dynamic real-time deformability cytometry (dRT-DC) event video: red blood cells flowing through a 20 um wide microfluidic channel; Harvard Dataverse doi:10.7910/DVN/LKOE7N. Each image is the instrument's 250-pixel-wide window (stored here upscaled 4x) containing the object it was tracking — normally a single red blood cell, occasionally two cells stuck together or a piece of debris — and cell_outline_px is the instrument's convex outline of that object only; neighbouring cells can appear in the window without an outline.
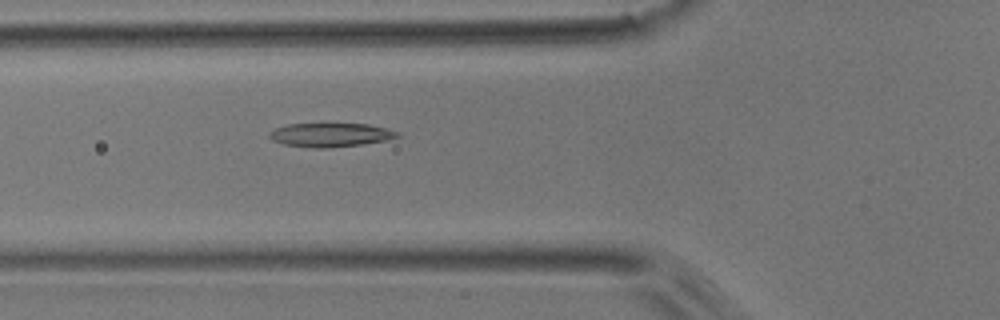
{"species": "common noctule bat (a hibernating species)", "species_latin": "Nyctalus noctula", "temperature_condition": "room temperature", "stored_images_in_passage": 43, "camera_frame_rate_fps": 3000, "um_per_image_px": 0.085, "animal": {"sex": "male", "body_mass_g": 17.9}, "frame": {"image": 1, "passage_image": 11, "time_ms": 3.333, "image_size_px": [1000, 320], "cell_outline_px": [[400, 136], [388, 140], [360, 144], [328, 148], [316, 148], [284, 144], [272, 140], [268, 136], [268, 132], [272, 128], [288, 124], [320, 120], [368, 124], [400, 132]], "centroid_in_image_um": [28.03, 11.4], "position_along_channel_um": 97.8, "area_um2": 18.9}}
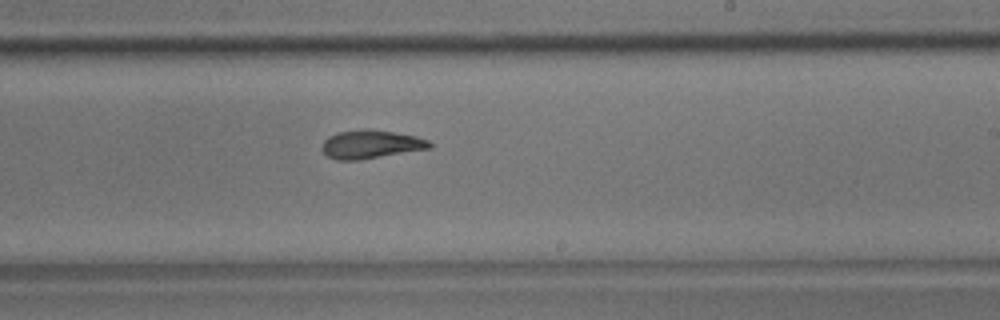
{"frame": {"image": 2, "passage_image": 23, "time_ms": 7.333, "image_size_px": [1000, 320], "cell_outline_px": [[432, 148], [360, 160], [336, 160], [328, 156], [320, 148], [324, 140], [328, 136], [336, 132], [364, 128], [368, 128], [416, 136], [428, 140], [432, 144]], "centroid_in_image_um": [31.5, 12.26], "position_along_channel_um": 257.5, "area_um2": 18.03}}
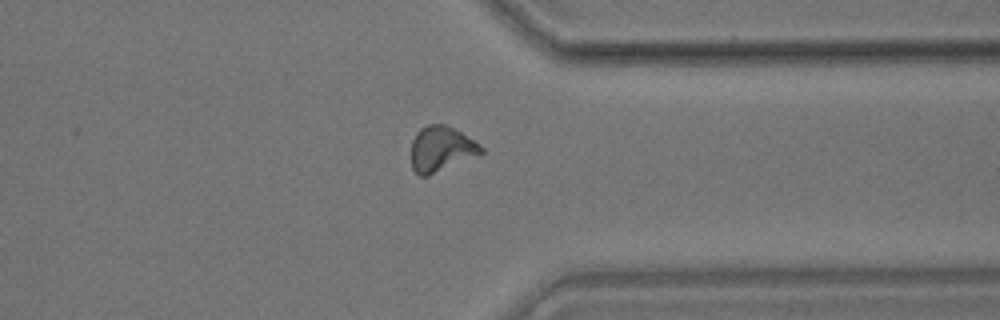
{"frame": {"image": 3, "passage_image": 32, "time_ms": 10.333, "image_size_px": [1000, 320], "cell_outline_px": [[484, 152], [428, 176], [420, 176], [412, 168], [412, 140], [416, 132], [420, 128], [428, 124], [444, 124], [460, 132], [480, 144], [484, 148]], "centroid_in_image_um": [37.48, 12.65], "position_along_channel_um": 373.9, "area_um2": 18.21}, "authors_computed_cell_mechanics": {"area_um2": 18.0336, "velocity_mm_per_s": 3.9814, "shape_relaxation_time_tau1_ms": 4.6989, "shape_relaxation_time_tau2_ms": 2.8755, "deformation_change_tau1": 0.1465, "deformation_change_tau2": 0.0847}}